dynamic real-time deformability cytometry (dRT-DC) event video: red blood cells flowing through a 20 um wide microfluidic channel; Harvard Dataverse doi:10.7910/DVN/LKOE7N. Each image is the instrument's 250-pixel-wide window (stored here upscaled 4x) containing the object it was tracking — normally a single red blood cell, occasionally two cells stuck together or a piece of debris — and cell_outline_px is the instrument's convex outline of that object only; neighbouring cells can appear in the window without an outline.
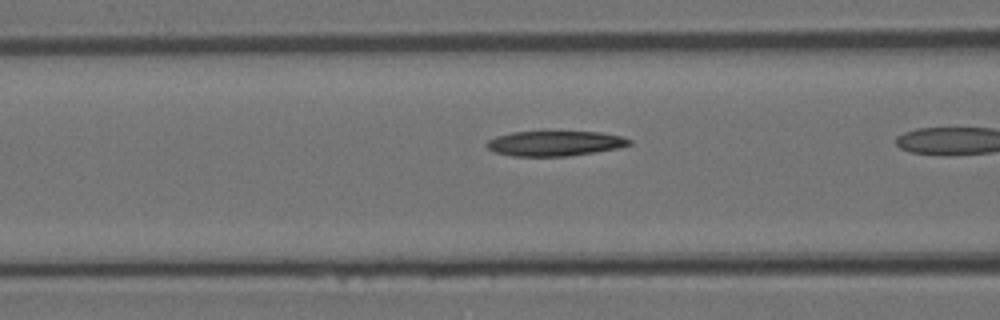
{"species": "Egyptian fruit bat (a non-hibernating species)", "species_latin": "Rousettus aegyptiacus", "temperature_condition": "room temperature", "stored_images_in_passage": 26, "camera_frame_rate_fps": 3000, "um_per_image_px": 0.085, "animal": {"sex": "female"}, "frame": {"image": 1, "passage_image": 8, "time_ms": 2.333, "image_size_px": [1000, 320], "cell_outline_px": [[632, 144], [616, 148], [596, 152], [568, 156], [512, 156], [492, 152], [484, 144], [488, 140], [496, 136], [512, 132], [600, 132], [620, 136], [632, 140]], "centroid_in_image_um": [47.12, 12.19], "position_along_channel_um": 119.5, "area_um2": 20.81}}
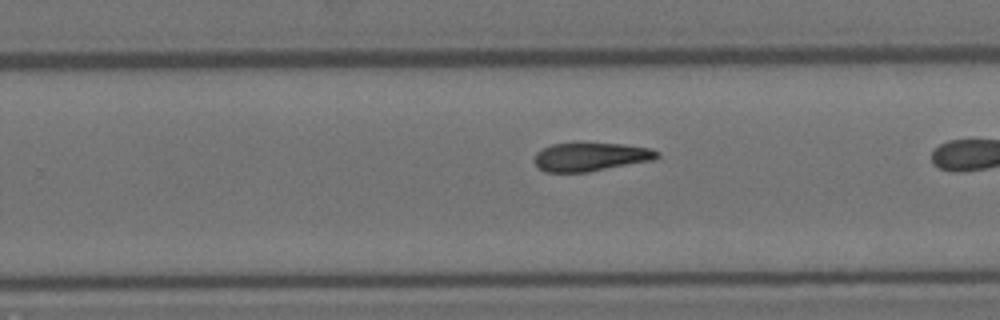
{"frame": {"image": 2, "passage_image": 19, "time_ms": 6.0, "image_size_px": [1000, 320], "cell_outline_px": [[660, 156], [656, 160], [588, 172], [544, 172], [532, 160], [536, 152], [552, 144], [580, 140], [624, 144], [652, 148], [660, 152]], "centroid_in_image_um": [50.23, 13.29], "position_along_channel_um": 279.6, "area_um2": 21.5}}
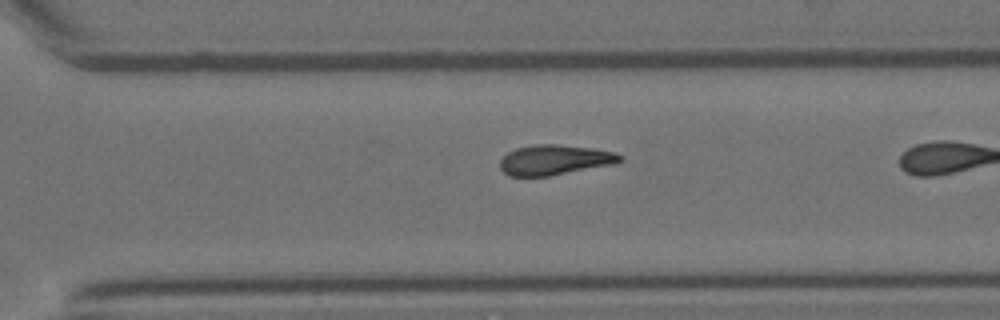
{"frame": {"image": 3, "passage_image": 22, "time_ms": 7.0, "image_size_px": [1000, 320], "cell_outline_px": [[624, 160], [616, 164], [548, 176], [508, 176], [500, 168], [500, 160], [508, 152], [516, 148], [536, 144], [556, 144], [592, 148], [616, 152]], "centroid_in_image_um": [47.16, 13.59], "position_along_channel_um": 323.4, "area_um2": 21.1}}